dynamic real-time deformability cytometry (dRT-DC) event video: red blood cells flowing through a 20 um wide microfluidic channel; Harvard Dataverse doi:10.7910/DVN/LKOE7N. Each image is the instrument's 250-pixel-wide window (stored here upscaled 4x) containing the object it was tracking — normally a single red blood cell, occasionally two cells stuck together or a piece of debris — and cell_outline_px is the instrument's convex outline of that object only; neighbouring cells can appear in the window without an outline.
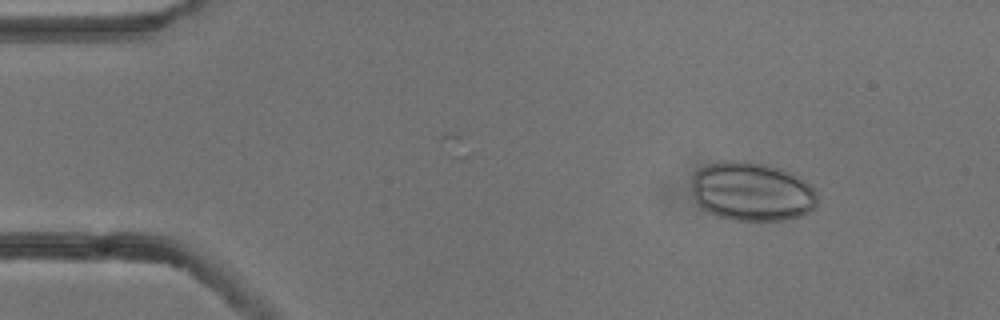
{"species": "common noctule bat (a hibernating species)", "species_latin": "Nyctalus noctula", "temperature_condition": "cold", "stored_images_in_passage": 3, "camera_frame_rate_fps": 3000, "um_per_image_px": 0.085, "animal": {"sex": "male", "body_mass_g": 13.3}, "frame": {"image": 1, "passage_image": 1, "time_ms": 0.0, "image_size_px": [1000, 320], "cell_outline_px": [[816, 208], [800, 216], [784, 220], [732, 220], [716, 216], [700, 208], [692, 196], [692, 176], [700, 168], [708, 164], [720, 160], [744, 160], [768, 164], [780, 168], [804, 180], [816, 192]], "centroid_in_image_um": [63.86, 16.28], "position_along_channel_um": 21.1, "area_um2": 43.64}}